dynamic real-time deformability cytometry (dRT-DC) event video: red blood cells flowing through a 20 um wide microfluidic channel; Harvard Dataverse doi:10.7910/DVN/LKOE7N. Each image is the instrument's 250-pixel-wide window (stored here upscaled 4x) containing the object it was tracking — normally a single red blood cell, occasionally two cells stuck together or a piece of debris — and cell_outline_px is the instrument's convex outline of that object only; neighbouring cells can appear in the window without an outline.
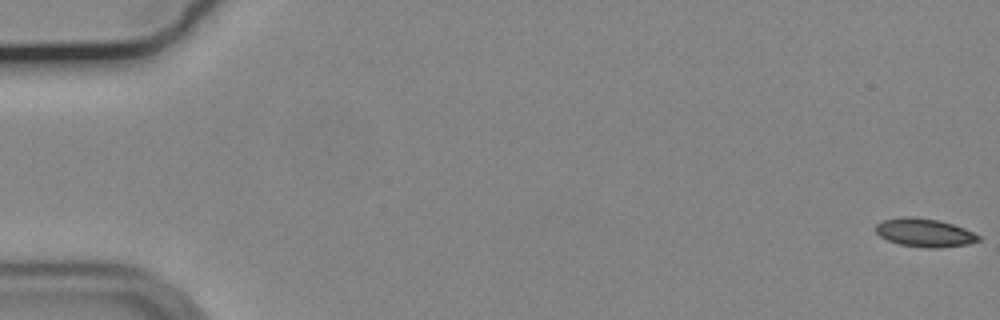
{"species": "common noctule bat (a hibernating species)", "species_latin": "Nyctalus noctula", "temperature_condition": "cold", "stored_images_in_passage": 13, "camera_frame_rate_fps": 3000, "um_per_image_px": 0.085, "animal": {"sex": "male", "body_mass_g": 19.2, "forearm_length_mm": 51.8}, "frame": {"image": 1, "passage_image": 1, "time_ms": 0.0, "image_size_px": [1000, 320], "cell_outline_px": [[980, 240], [968, 244], [936, 248], [928, 248], [900, 244], [888, 240], [880, 236], [876, 232], [876, 224], [884, 220], [904, 216], [912, 216], [940, 220], [964, 228], [980, 236]], "centroid_in_image_um": [78.59, 19.77], "position_along_channel_um": 6.4, "area_um2": 16.88}}